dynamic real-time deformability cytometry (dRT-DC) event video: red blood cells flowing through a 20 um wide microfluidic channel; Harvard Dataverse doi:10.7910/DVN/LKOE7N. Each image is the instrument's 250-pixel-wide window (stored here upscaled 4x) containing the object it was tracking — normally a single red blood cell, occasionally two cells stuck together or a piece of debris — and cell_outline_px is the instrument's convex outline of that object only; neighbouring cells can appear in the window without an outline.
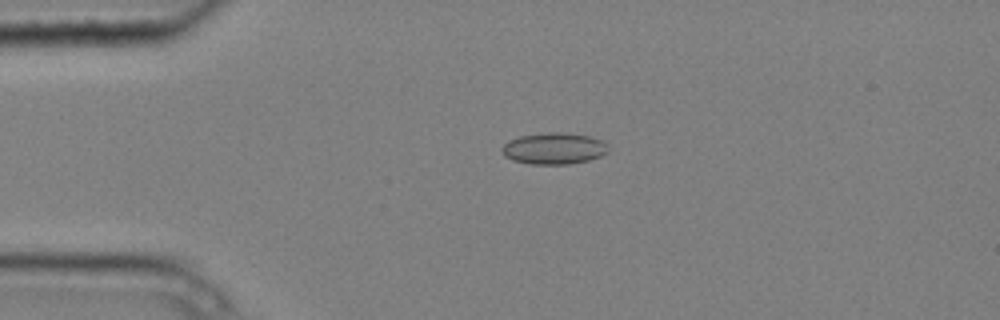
{"species": "common noctule bat (a hibernating species)", "species_latin": "Nyctalus noctula", "temperature_condition": "cold", "stored_images_in_passage": 5, "camera_frame_rate_fps": 3000, "um_per_image_px": 0.085, "animal": {"sex": "male", "body_mass_g": 20.4}, "frame": {"image": 1, "passage_image": 3, "time_ms": 0.667, "image_size_px": [1000, 320], "cell_outline_px": [[608, 152], [600, 156], [588, 160], [568, 164], [532, 164], [512, 160], [504, 156], [500, 152], [500, 148], [508, 140], [520, 136], [548, 132], [564, 132], [588, 136], [604, 140], [608, 144]], "centroid_in_image_um": [47.07, 12.61], "position_along_channel_um": 37.9, "area_um2": 19.71}}
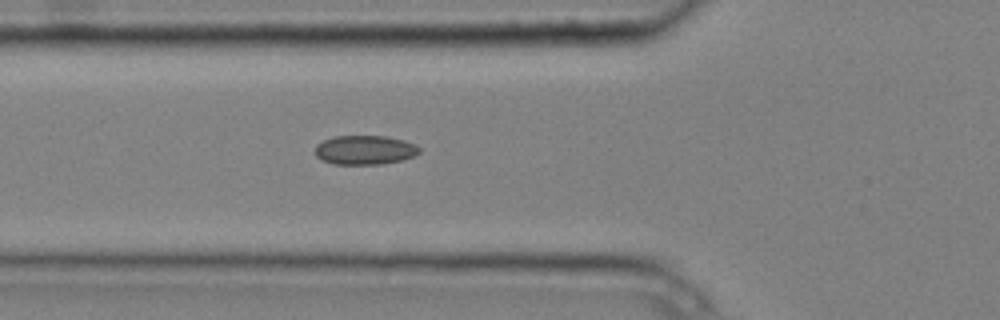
{"frame": {"image": 2, "passage_image": 5, "time_ms": 1.333, "image_size_px": [1000, 320], "cell_outline_px": [[420, 152], [412, 156], [400, 160], [380, 164], [332, 164], [320, 160], [316, 156], [316, 144], [324, 140], [336, 136], [384, 136], [404, 140], [416, 144], [420, 148]], "centroid_in_image_um": [30.99, 12.75], "position_along_channel_um": 94.8, "area_um2": 17.69}}